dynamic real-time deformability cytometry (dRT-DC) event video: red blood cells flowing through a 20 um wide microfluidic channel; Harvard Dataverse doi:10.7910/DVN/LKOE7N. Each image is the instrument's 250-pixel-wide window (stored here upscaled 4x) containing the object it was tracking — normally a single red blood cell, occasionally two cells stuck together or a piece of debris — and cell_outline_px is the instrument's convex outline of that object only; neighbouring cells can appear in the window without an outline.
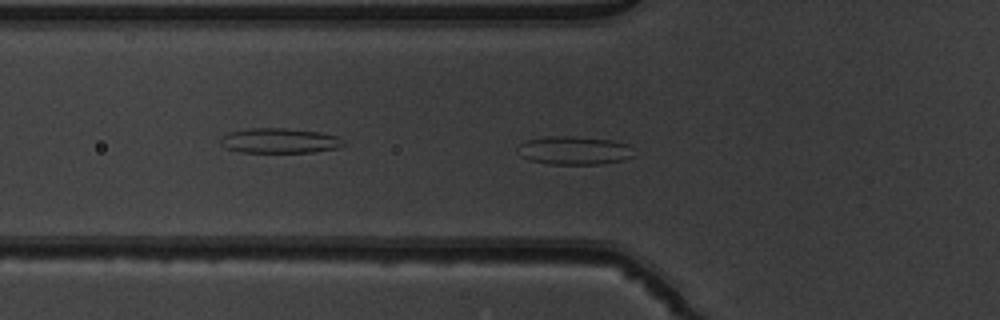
{"species": "common noctule bat (a hibernating species)", "species_latin": "Nyctalus noctula", "temperature_condition": "warm", "stored_images_in_passage": 37, "camera_frame_rate_fps": 3000, "um_per_image_px": 0.085, "animal": {"sex": "male", "body_mass_g": 19.5, "forearm_length_mm": 54.6}, "frame": {"image": 1, "passage_image": 3, "time_ms": 0.667, "image_size_px": [1000, 320], "cell_outline_px": [[636, 156], [624, 160], [600, 164], [548, 164], [528, 160], [520, 156], [516, 152], [516, 148], [520, 144], [528, 140], [548, 136], [572, 136], [612, 140], [628, 144]], "centroid_in_image_um": [48.79, 12.79], "position_along_channel_um": 77.0, "area_um2": 19.48}}
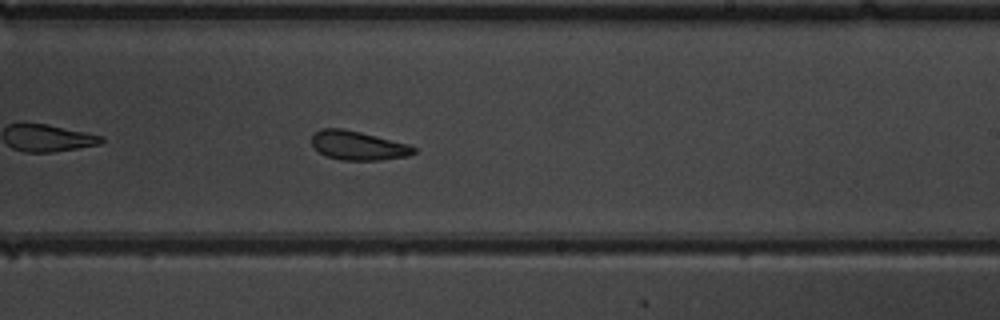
{"frame": {"image": 2, "passage_image": 17, "time_ms": 5.333, "image_size_px": [1000, 320], "cell_outline_px": [[416, 152], [408, 156], [380, 160], [340, 160], [324, 156], [312, 144], [312, 136], [320, 128], [340, 128], [360, 132], [408, 144], [416, 148]], "centroid_in_image_um": [30.43, 12.38], "position_along_channel_um": 258.6, "area_um2": 17.17}}
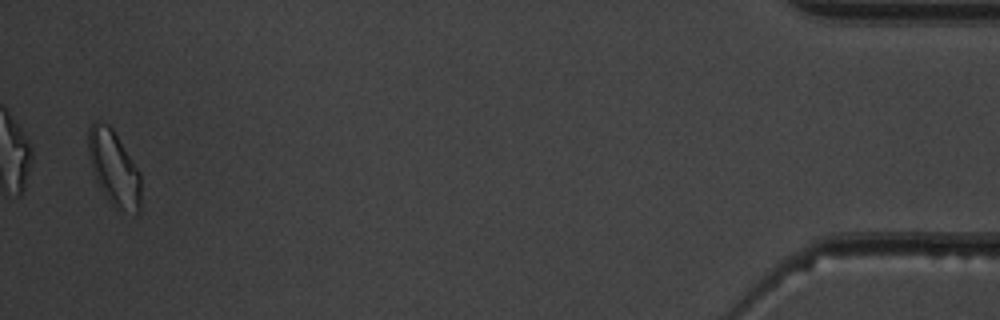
{"frame": {"image": 3, "passage_image": 36, "time_ms": 11.667, "image_size_px": [1000, 320], "cell_outline_px": [[140, 208], [136, 212], [116, 208], [108, 200], [100, 188], [92, 172], [88, 152], [88, 128], [96, 120], [100, 120], [108, 124], [112, 128], [140, 172]], "centroid_in_image_um": [9.65, 14.25], "position_along_channel_um": 425.5, "area_um2": 22.83}, "authors_computed_cell_mechanics": {"area_um2": 17.8602, "velocity_mm_per_s": 3.8982, "shape_relaxation_time_tau1_ms": null, "shape_relaxation_time_tau2_ms": 1.785, "deformation_change_tau1": null, "deformation_change_tau2": 0.0941}}